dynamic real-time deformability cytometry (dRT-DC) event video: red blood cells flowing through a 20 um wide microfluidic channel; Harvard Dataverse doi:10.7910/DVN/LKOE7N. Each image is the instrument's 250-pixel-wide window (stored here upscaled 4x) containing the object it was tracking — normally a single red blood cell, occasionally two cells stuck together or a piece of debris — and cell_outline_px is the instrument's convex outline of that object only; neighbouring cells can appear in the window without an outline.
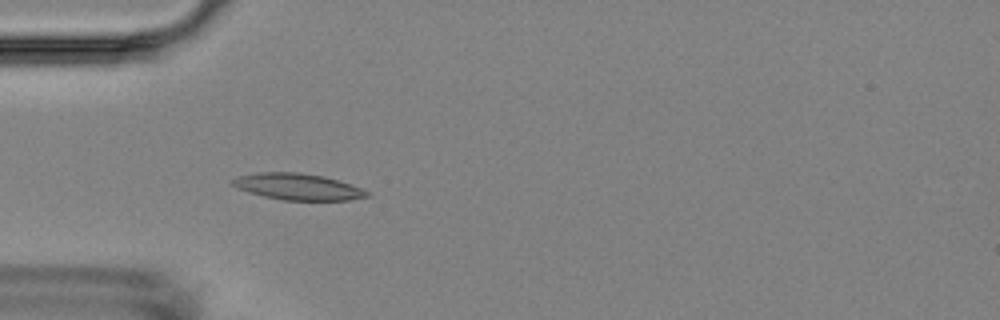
{"species": "Egyptian fruit bat (a non-hibernating species)", "species_latin": "Rousettus aegyptiacus", "temperature_condition": "room temperature", "stored_images_in_passage": 7, "camera_frame_rate_fps": 3000, "um_per_image_px": 0.085, "animal": {"sex": "female"}, "frame": {"image": 1, "passage_image": 5, "time_ms": 4.667, "image_size_px": [1000, 320], "cell_outline_px": [[372, 196], [348, 200], [284, 200], [264, 196], [248, 192], [236, 188], [228, 180], [236, 176], [260, 172], [300, 172], [324, 176], [360, 188], [368, 192]], "centroid_in_image_um": [25.25, 15.86], "position_along_channel_um": 59.8, "area_um2": 20.69}}
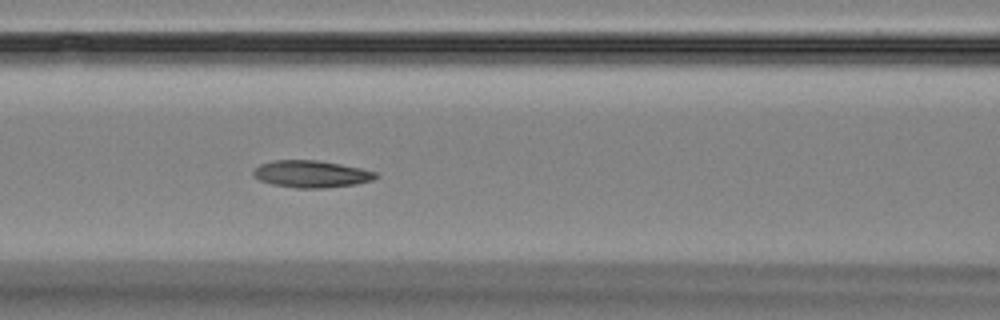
{"frame": {"image": 2, "passage_image": 7, "time_ms": 7.0, "image_size_px": [1000, 320], "cell_outline_px": [[380, 176], [372, 180], [356, 184], [324, 188], [296, 188], [272, 184], [260, 180], [252, 176], [252, 172], [260, 164], [272, 160], [320, 160], [360, 168], [376, 172]], "centroid_in_image_um": [26.45, 14.79], "position_along_channel_um": 140.1, "area_um2": 19.36}}